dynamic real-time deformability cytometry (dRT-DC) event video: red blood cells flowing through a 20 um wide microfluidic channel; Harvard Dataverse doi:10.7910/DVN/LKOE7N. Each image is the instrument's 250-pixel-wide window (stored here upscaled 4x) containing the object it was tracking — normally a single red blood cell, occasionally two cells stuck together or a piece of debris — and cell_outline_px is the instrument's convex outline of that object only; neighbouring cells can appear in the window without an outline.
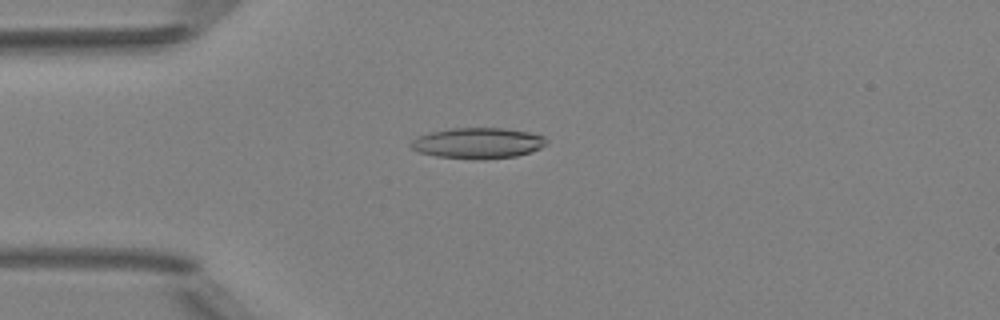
{"species": "Egyptian fruit bat (a non-hibernating species)", "species_latin": "Rousettus aegyptiacus", "temperature_condition": "room temperature", "stored_images_in_passage": 6, "camera_frame_rate_fps": 3000, "um_per_image_px": 0.085, "animal": {"sex": "female"}, "frame": {"image": 1, "passage_image": 4, "time_ms": 3.667, "image_size_px": [1000, 320], "cell_outline_px": [[548, 144], [540, 148], [516, 156], [480, 160], [476, 160], [436, 156], [420, 152], [412, 148], [408, 144], [416, 136], [432, 132], [452, 128], [504, 128], [528, 132], [544, 136], [548, 140]], "centroid_in_image_um": [40.62, 12.17], "position_along_channel_um": 44.4, "area_um2": 24.39}}
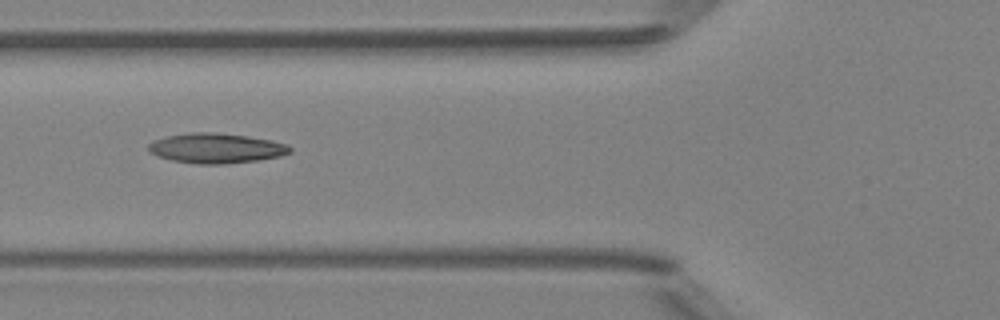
{"frame": {"image": 2, "passage_image": 6, "time_ms": 5.667, "image_size_px": [1000, 320], "cell_outline_px": [[292, 152], [280, 156], [256, 160], [224, 164], [196, 164], [172, 160], [160, 156], [152, 152], [148, 148], [148, 144], [152, 140], [168, 136], [188, 132], [212, 132], [248, 136], [272, 140], [288, 144], [292, 148]], "centroid_in_image_um": [18.4, 12.59], "position_along_channel_um": 107.4, "area_um2": 24.68}}